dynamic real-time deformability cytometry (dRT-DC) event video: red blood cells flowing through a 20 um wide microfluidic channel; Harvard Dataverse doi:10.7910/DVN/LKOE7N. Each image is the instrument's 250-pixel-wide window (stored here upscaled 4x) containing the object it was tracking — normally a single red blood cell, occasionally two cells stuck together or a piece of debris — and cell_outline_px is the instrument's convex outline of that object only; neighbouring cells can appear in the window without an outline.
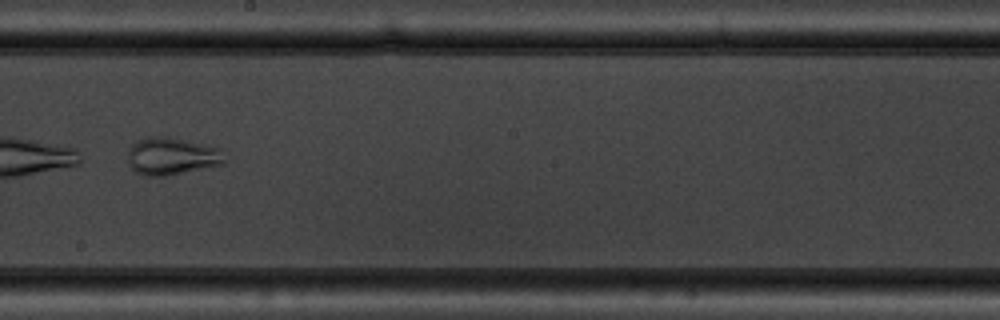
{"species": "common noctule bat (a hibernating species)", "species_latin": "Nyctalus noctula", "temperature_condition": "warm", "stored_images_in_passage": 13, "camera_frame_rate_fps": 3000, "um_per_image_px": 0.085, "animal": {"sex": "male", "body_mass_g": 19.5, "forearm_length_mm": 54.6}, "frame": {"image": 1, "passage_image": 8, "time_ms": 9.0, "image_size_px": [1000, 320], "cell_outline_px": [[224, 164], [168, 176], [140, 176], [132, 168], [128, 160], [128, 152], [132, 144], [136, 140], [148, 136], [164, 136], [184, 140], [220, 148], [224, 160]], "centroid_in_image_um": [14.55, 13.29], "position_along_channel_um": 233.6, "area_um2": 21.15}}
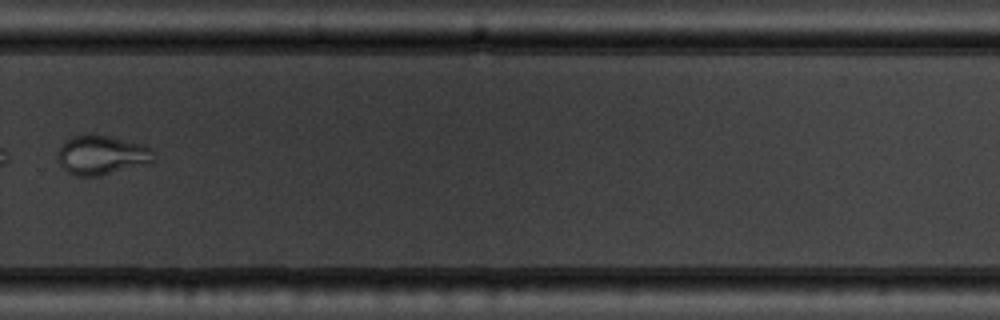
{"frame": {"image": 2, "passage_image": 10, "time_ms": 11.333, "image_size_px": [1000, 320], "cell_outline_px": [[152, 164], [100, 176], [76, 176], [68, 172], [60, 164], [56, 152], [72, 136], [108, 136], [144, 144], [152, 148]], "centroid_in_image_um": [8.69, 13.22], "position_along_channel_um": 321.1, "area_um2": 21.85}}
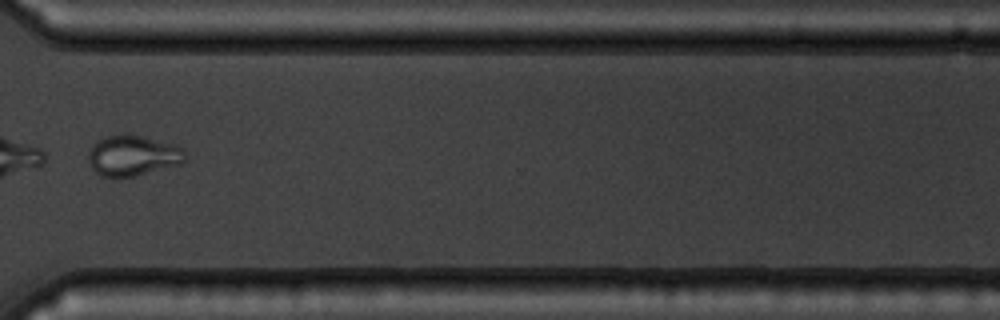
{"frame": {"image": 3, "passage_image": 11, "time_ms": 12.333, "image_size_px": [1000, 320], "cell_outline_px": [[184, 160], [180, 164], [136, 176], [100, 176], [92, 168], [88, 160], [88, 148], [92, 144], [108, 136], [140, 136], [176, 144], [184, 148]], "centroid_in_image_um": [11.29, 13.24], "position_along_channel_um": 359.3, "area_um2": 22.48}, "authors_computed_cell_mechanics": {"area_um2": 25.4898, "velocity_mm_per_s": 3.7794, "shape_relaxation_time_tau1_ms": 3.2734, "shape_relaxation_time_tau2_ms": 0.1067, "deformation_change_tau1": 0.0791, "deformation_change_tau2": 0.0348}}